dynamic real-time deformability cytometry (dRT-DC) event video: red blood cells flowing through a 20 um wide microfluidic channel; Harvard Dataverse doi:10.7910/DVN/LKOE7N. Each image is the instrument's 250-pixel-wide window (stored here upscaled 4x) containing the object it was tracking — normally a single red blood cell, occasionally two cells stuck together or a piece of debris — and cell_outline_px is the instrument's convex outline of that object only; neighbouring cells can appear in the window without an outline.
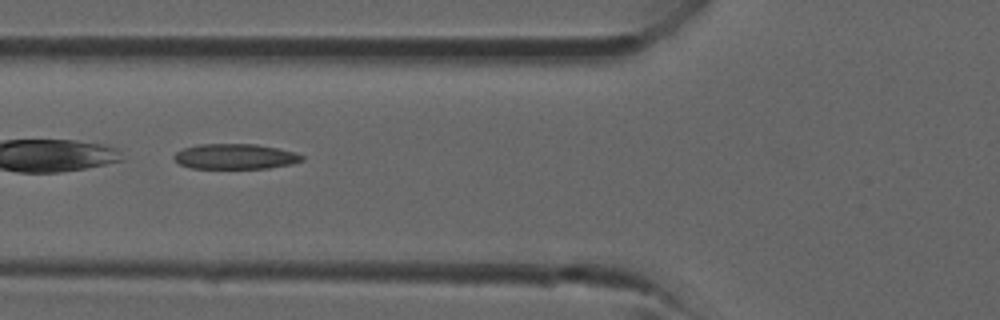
{"species": "common noctule bat (a hibernating species)", "species_latin": "Nyctalus noctula", "temperature_condition": "room temperature", "stored_images_in_passage": 28, "camera_frame_rate_fps": 3000, "um_per_image_px": 0.085, "animal": {"sex": "male", "forearm_length_mm": 52.5}, "frame": {"image": 1, "passage_image": 5, "time_ms": 1.333, "image_size_px": [1000, 320], "cell_outline_px": [[304, 160], [292, 164], [268, 168], [192, 168], [180, 164], [172, 160], [172, 156], [176, 152], [184, 148], [200, 144], [256, 144], [296, 152], [304, 156]], "centroid_in_image_um": [19.99, 13.3], "position_along_channel_um": 105.8, "area_um2": 18.9}}